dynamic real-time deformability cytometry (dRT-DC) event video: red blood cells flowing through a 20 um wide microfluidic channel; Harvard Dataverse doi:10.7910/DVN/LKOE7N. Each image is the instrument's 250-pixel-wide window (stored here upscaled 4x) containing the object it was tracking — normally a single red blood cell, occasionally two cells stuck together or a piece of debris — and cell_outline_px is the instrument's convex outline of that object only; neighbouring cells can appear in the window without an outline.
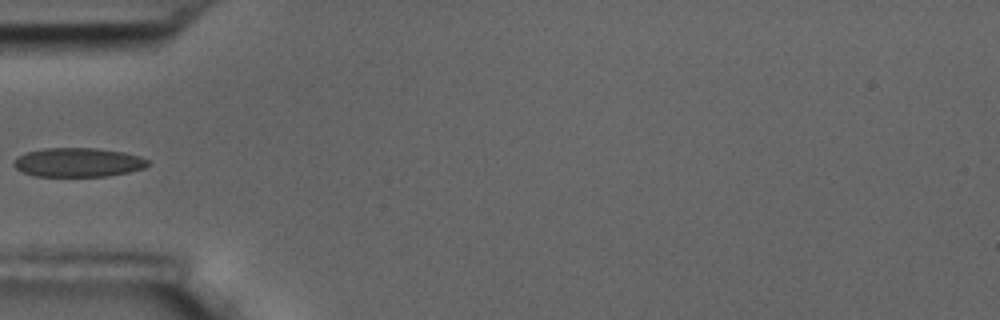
{"species": "common noctule bat (a hibernating species)", "species_latin": "Nyctalus noctula", "temperature_condition": "room temperature", "stored_images_in_passage": 1, "camera_frame_rate_fps": 3000, "um_per_image_px": 0.085, "animal": {"sex": "male", "body_mass_g": 17.5, "forearm_length_mm": 52.3}, "frame": {"image": 1, "passage_image": 1, "time_ms": 0.0, "image_size_px": [1000, 320], "cell_outline_px": [[148, 164], [144, 168], [128, 172], [108, 176], [36, 176], [24, 172], [16, 168], [12, 164], [16, 156], [24, 152], [44, 148], [96, 148], [124, 152], [140, 156], [148, 160]], "centroid_in_image_um": [6.61, 13.79], "position_along_channel_um": 78.4, "area_um2": 22.77}}